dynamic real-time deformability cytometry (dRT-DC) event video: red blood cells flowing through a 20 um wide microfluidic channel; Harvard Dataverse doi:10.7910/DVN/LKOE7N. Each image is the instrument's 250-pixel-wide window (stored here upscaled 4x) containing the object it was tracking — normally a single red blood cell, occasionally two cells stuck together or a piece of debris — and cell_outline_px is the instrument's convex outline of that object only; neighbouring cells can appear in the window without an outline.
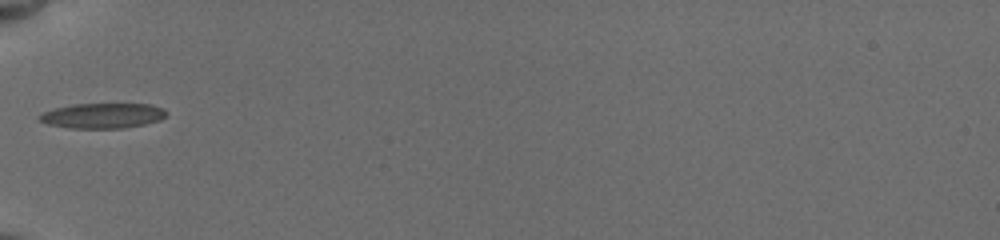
{"species": "common noctule bat (a hibernating species)", "species_latin": "Nyctalus noctula", "temperature_condition": "cold", "stored_images_in_passage": 22, "camera_frame_rate_fps": 3000, "um_per_image_px": 0.085, "animal": {"sex": "female", "body_mass_g": 19.5, "forearm_length_mm": 54.1}, "frame": {"image": 1, "passage_image": 1, "time_ms": 0.0, "image_size_px": [1000, 240], "cell_outline_px": [[168, 112], [160, 120], [144, 124], [120, 128], [68, 128], [48, 124], [40, 120], [36, 116], [44, 112], [56, 108], [72, 104], [152, 104], [164, 108]], "centroid_in_image_um": [8.73, 9.83], "position_along_channel_um": 76.3, "area_um2": 18.55}}
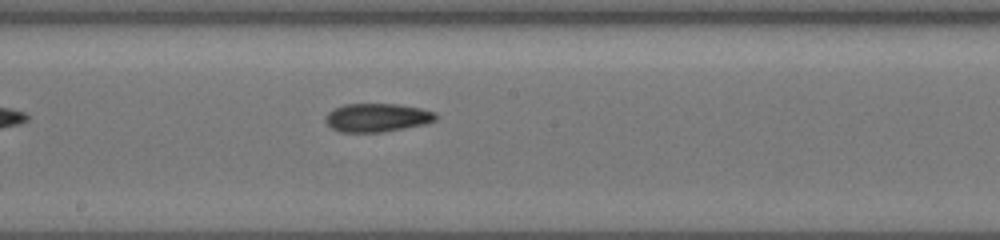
{"frame": {"image": 2, "passage_image": 8, "time_ms": 3.667, "image_size_px": [1000, 240], "cell_outline_px": [[436, 120], [428, 124], [384, 132], [340, 132], [332, 128], [324, 120], [324, 116], [328, 112], [344, 104], [396, 104], [420, 108], [436, 112]], "centroid_in_image_um": [32.07, 10.0], "position_along_channel_um": 216.1, "area_um2": 18.44}}
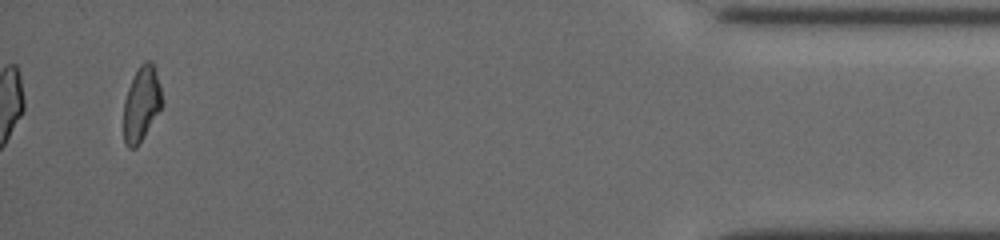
{"frame": {"image": 3, "passage_image": 22, "time_ms": 10.667, "image_size_px": [1000, 240], "cell_outline_px": [[160, 108], [144, 136], [136, 148], [128, 148], [124, 144], [124, 100], [128, 88], [140, 64], [144, 60], [152, 60], [156, 68], [160, 84]], "centroid_in_image_um": [12.0, 8.8], "position_along_channel_um": 423.2, "area_um2": 16.47}, "authors_computed_cell_mechanics": {"area_um2": 17.4267, "velocity_mm_per_s": 3.8484, "shape_relaxation_time_tau1_ms": null, "shape_relaxation_time_tau2_ms": 4.2532, "deformation_change_tau1": null, "deformation_change_tau2": 0.1196}}